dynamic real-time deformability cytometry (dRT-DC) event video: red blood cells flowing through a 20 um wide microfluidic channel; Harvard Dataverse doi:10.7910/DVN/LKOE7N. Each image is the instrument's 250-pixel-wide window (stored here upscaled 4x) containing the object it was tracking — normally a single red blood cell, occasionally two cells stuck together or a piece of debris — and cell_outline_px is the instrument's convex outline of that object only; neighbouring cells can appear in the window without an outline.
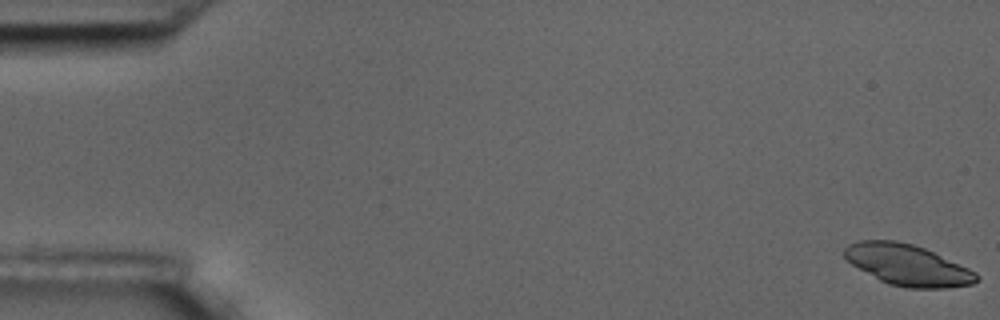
{"species": "common noctule bat (a hibernating species)", "species_latin": "Nyctalus noctula", "temperature_condition": "room temperature", "stored_images_in_passage": 7, "camera_frame_rate_fps": 3000, "um_per_image_px": 0.085, "animal": {"sex": "male", "body_mass_g": 17.5, "forearm_length_mm": 52.3}, "frame": {"image": 1, "passage_image": 1, "time_ms": 0.0, "image_size_px": [1000, 320], "cell_outline_px": [[980, 280], [972, 284], [948, 288], [908, 288], [888, 284], [880, 280], [852, 264], [844, 256], [844, 248], [848, 244], [856, 240], [896, 240], [912, 244], [924, 248], [968, 268], [976, 272], [980, 276]], "centroid_in_image_um": [77.15, 22.52], "position_along_channel_um": 7.8, "area_um2": 31.5}}